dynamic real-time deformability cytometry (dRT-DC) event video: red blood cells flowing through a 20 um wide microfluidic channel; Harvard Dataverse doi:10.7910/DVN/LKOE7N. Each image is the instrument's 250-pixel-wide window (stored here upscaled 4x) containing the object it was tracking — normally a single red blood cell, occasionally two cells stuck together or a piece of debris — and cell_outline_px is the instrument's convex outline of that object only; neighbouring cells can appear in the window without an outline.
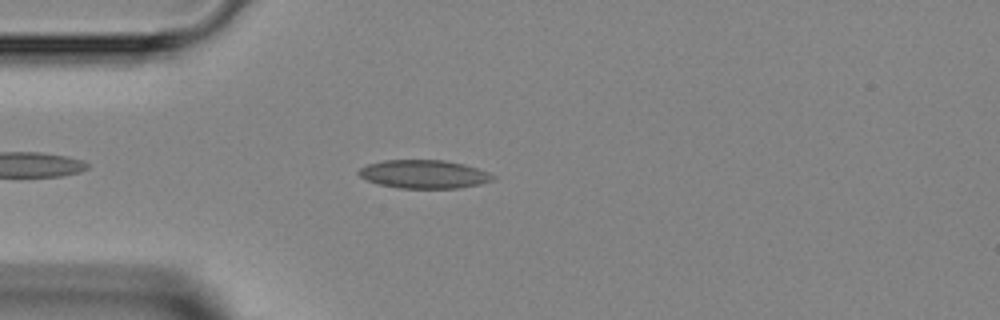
{"species": "Egyptian fruit bat (a non-hibernating species)", "species_latin": "Rousettus aegyptiacus", "temperature_condition": "room temperature", "stored_images_in_passage": 18, "camera_frame_rate_fps": 3000, "um_per_image_px": 0.085, "animal": {"sex": "female"}, "frame": {"image": 1, "passage_image": 5, "time_ms": 1.333, "image_size_px": [1000, 320], "cell_outline_px": [[496, 180], [480, 184], [460, 188], [400, 188], [380, 184], [368, 180], [360, 176], [356, 172], [360, 168], [368, 164], [384, 160], [444, 160], [464, 164], [488, 172], [496, 176]], "centroid_in_image_um": [36.07, 14.8], "position_along_channel_um": 48.9, "area_um2": 22.2}}
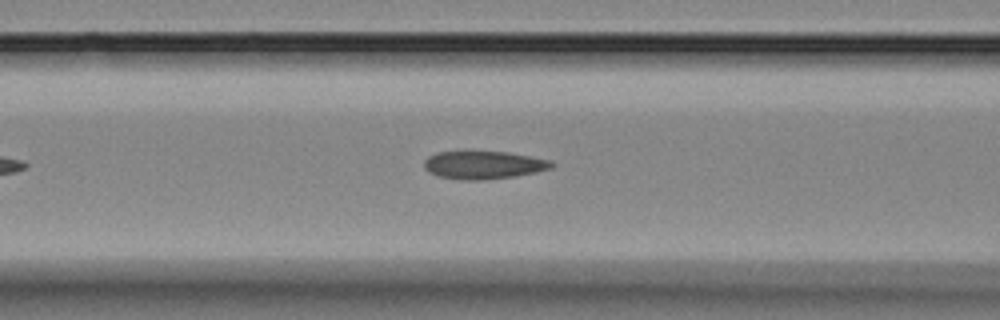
{"frame": {"image": 2, "passage_image": 11, "time_ms": 3.333, "image_size_px": [1000, 320], "cell_outline_px": [[556, 164], [552, 168], [536, 172], [516, 176], [484, 180], [460, 180], [436, 176], [428, 172], [424, 168], [424, 160], [428, 156], [436, 152], [508, 152], [552, 160]], "centroid_in_image_um": [41.11, 14.03], "position_along_channel_um": 125.5, "area_um2": 20.98}}
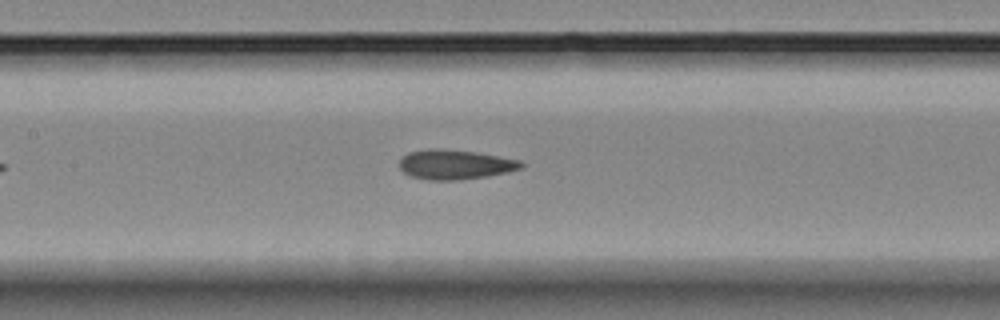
{"frame": {"image": 3, "passage_image": 14, "time_ms": 4.333, "image_size_px": [1000, 320], "cell_outline_px": [[524, 168], [508, 172], [484, 176], [456, 180], [428, 180], [412, 176], [404, 172], [400, 168], [400, 160], [408, 152], [428, 148], [444, 148], [476, 152], [520, 160], [524, 164]], "centroid_in_image_um": [38.69, 13.97], "position_along_channel_um": 168.7, "area_um2": 21.04}}